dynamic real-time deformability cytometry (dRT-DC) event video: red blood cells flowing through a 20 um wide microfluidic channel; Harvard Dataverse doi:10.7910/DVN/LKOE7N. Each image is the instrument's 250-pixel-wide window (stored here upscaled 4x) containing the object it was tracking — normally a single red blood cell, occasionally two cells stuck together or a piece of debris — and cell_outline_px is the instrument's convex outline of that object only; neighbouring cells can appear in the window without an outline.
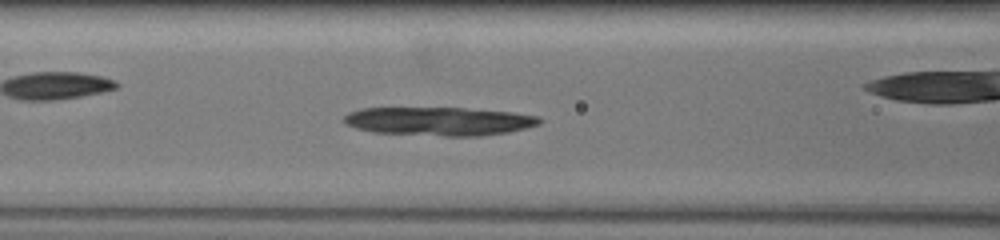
{"species": "common noctule bat (a hibernating species)", "species_latin": "Nyctalus noctula", "temperature_condition": "warm", "stored_images_in_passage": 54, "camera_frame_rate_fps": 3000, "um_per_image_px": 0.085, "animal": {"sex": "female", "body_mass_g": 19.5, "forearm_length_mm": 54.1}, "frame": {"image": 1, "passage_image": 16, "time_ms": 2.333, "image_size_px": [1000, 240], "cell_outline_px": [[544, 120], [540, 124], [508, 132], [480, 136], [444, 136], [372, 132], [356, 128], [344, 124], [344, 116], [348, 112], [360, 108], [464, 108], [512, 112], [536, 116]], "centroid_in_image_um": [37.3, 10.3], "position_along_channel_um": 129.3, "area_um2": 32.54}}
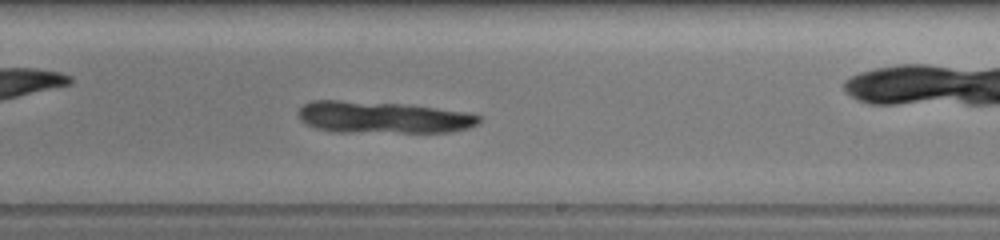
{"frame": {"image": 2, "passage_image": 36, "time_ms": 5.667, "image_size_px": [1000, 240], "cell_outline_px": [[480, 120], [476, 124], [468, 128], [452, 132], [332, 132], [316, 128], [304, 124], [300, 120], [300, 108], [304, 104], [312, 100], [336, 100], [400, 104], [436, 108], [468, 112], [480, 116]], "centroid_in_image_um": [32.52, 9.99], "position_along_channel_um": 256.5, "area_um2": 33.41}}
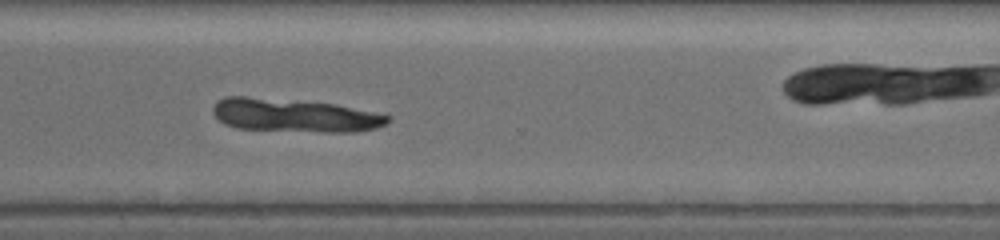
{"frame": {"image": 3, "passage_image": 53, "time_ms": 8.0, "image_size_px": [1000, 240], "cell_outline_px": [[392, 120], [388, 124], [376, 128], [356, 132], [324, 132], [236, 128], [224, 124], [212, 112], [212, 108], [220, 100], [228, 96], [244, 96], [296, 100], [336, 104], [376, 112], [392, 116]], "centroid_in_image_um": [25.1, 9.81], "position_along_channel_um": 345.5, "area_um2": 34.1}}